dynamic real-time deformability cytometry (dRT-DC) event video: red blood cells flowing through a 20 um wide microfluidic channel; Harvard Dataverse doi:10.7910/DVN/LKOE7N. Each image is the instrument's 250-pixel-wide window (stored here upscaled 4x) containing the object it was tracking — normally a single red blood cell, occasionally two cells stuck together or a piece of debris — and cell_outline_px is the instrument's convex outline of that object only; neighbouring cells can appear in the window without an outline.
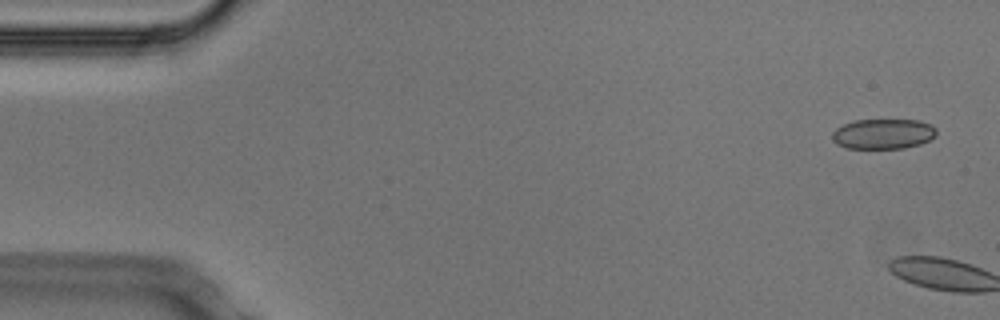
{"species": "Egyptian fruit bat (a non-hibernating species)", "species_latin": "Rousettus aegyptiacus", "temperature_condition": "cold", "stored_images_in_passage": 4, "camera_frame_rate_fps": 3000, "um_per_image_px": 0.085, "animal": {"sex": "male"}, "frame": {"image": 1, "passage_image": 2, "time_ms": 0.333, "image_size_px": [1000, 320], "cell_outline_px": [[936, 136], [920, 144], [904, 148], [844, 148], [836, 144], [832, 140], [832, 132], [836, 128], [844, 124], [856, 120], [920, 120], [932, 124], [936, 128]], "centroid_in_image_um": [75.07, 11.38], "position_along_channel_um": 9.9, "area_um2": 18.44}}